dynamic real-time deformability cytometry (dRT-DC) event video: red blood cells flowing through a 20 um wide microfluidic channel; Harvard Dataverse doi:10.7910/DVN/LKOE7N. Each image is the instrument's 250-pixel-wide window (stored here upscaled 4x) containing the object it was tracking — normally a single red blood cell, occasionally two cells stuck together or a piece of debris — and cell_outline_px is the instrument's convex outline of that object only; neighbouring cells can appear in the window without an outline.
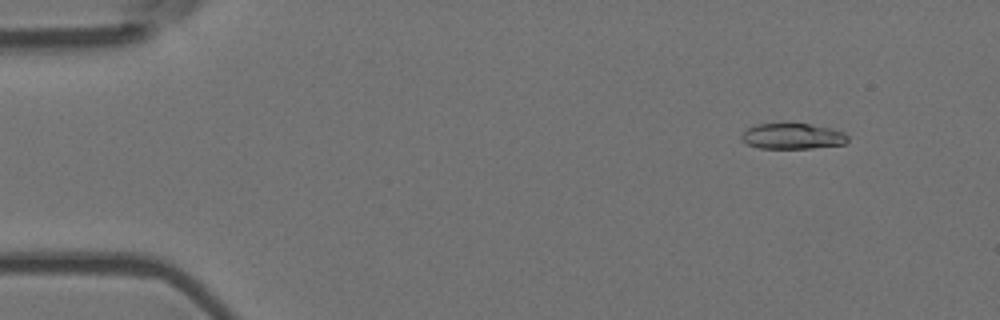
{"species": "Egyptian fruit bat (a non-hibernating species)", "species_latin": "Rousettus aegyptiacus", "temperature_condition": "room temperature", "stored_images_in_passage": 5, "camera_frame_rate_fps": 3000, "um_per_image_px": 0.085, "animal": {"sex": "female"}, "frame": {"image": 1, "passage_image": 2, "time_ms": 0.333, "image_size_px": [1000, 320], "cell_outline_px": [[848, 140], [844, 144], [812, 148], [760, 148], [748, 144], [740, 140], [740, 136], [748, 128], [756, 124], [788, 120], [832, 128], [844, 132], [848, 136]], "centroid_in_image_um": [67.34, 11.52], "position_along_channel_um": 17.7, "area_um2": 16.65}}
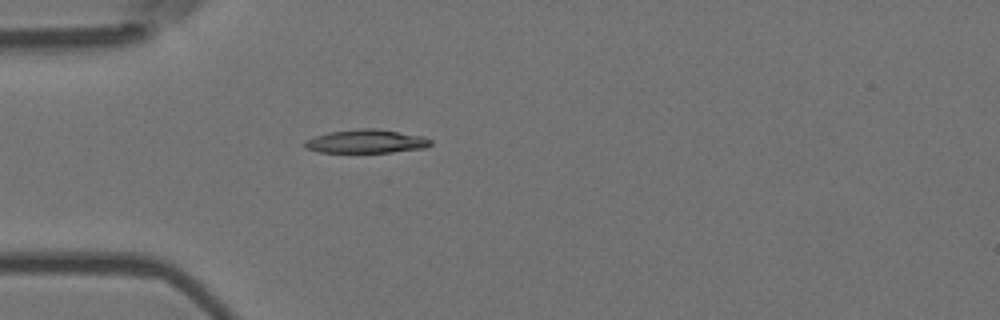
{"frame": {"image": 2, "passage_image": 5, "time_ms": 1.333, "image_size_px": [1000, 320], "cell_outline_px": [[432, 144], [424, 148], [392, 152], [320, 152], [304, 148], [304, 140], [328, 132], [360, 128], [376, 128], [424, 136], [432, 140]], "centroid_in_image_um": [31.13, 12.01], "position_along_channel_um": 53.9, "area_um2": 17.34}}